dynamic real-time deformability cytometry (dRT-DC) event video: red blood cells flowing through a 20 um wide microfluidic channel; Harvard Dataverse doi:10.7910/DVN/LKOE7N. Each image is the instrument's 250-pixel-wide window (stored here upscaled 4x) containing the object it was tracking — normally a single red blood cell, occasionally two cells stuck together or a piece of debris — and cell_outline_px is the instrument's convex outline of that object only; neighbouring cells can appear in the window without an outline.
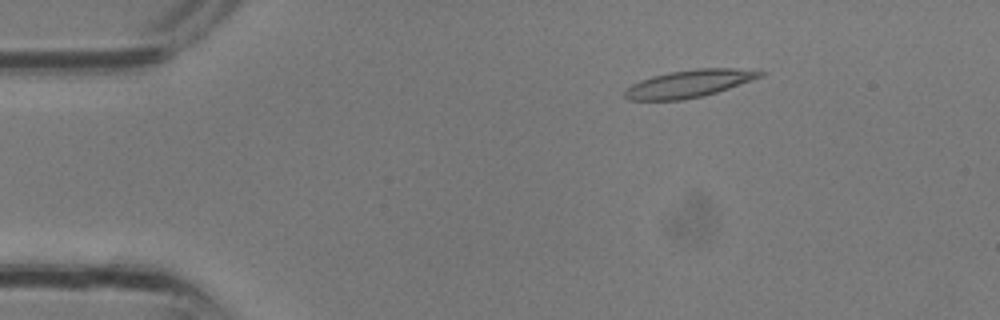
{"species": "common noctule bat (a hibernating species)", "species_latin": "Nyctalus noctula", "temperature_condition": "room temperature", "stored_images_in_passage": 28, "camera_frame_rate_fps": 3000, "um_per_image_px": 0.085, "animal": {"sex": "male", "body_mass_g": 13.3}, "frame": {"image": 1, "passage_image": 1, "time_ms": 0.0, "image_size_px": [1000, 320], "cell_outline_px": [[764, 76], [704, 96], [684, 100], [628, 100], [624, 96], [624, 92], [632, 84], [640, 80], [652, 76], [668, 72], [696, 68], [760, 68], [764, 72]], "centroid_in_image_um": [58.64, 7.09], "position_along_channel_um": 26.4, "area_um2": 21.96}}
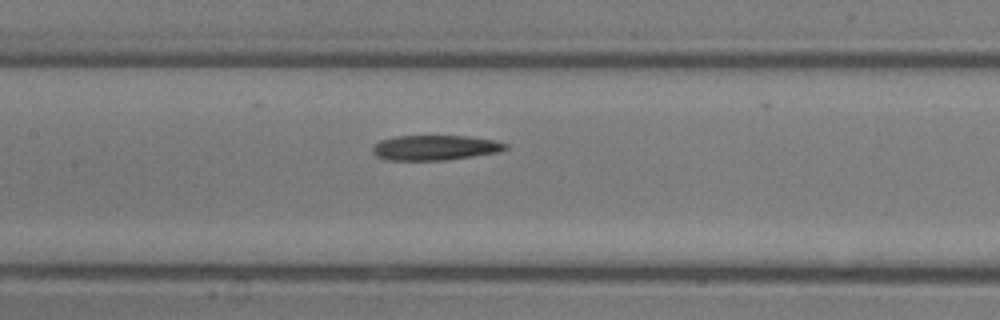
{"frame": {"image": 2, "passage_image": 11, "time_ms": 3.333, "image_size_px": [1000, 320], "cell_outline_px": [[508, 148], [500, 152], [448, 160], [388, 160], [376, 156], [372, 152], [372, 144], [380, 140], [396, 136], [468, 136], [492, 140], [508, 144]], "centroid_in_image_um": [36.96, 12.55], "position_along_channel_um": 170.4, "area_um2": 19.54}}
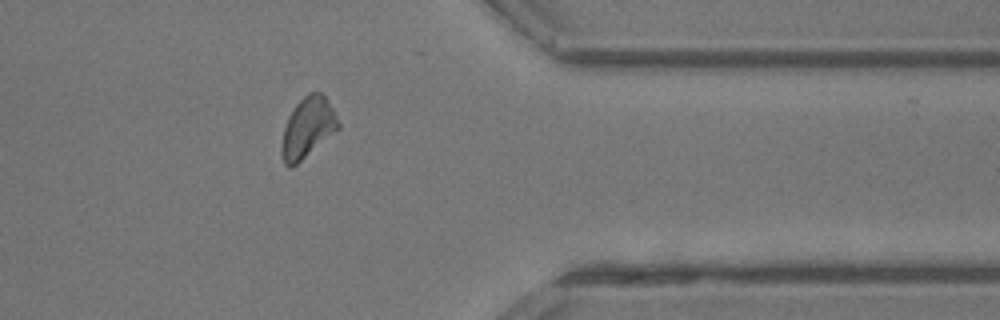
{"frame": {"image": 3, "passage_image": 22, "time_ms": 7.0, "image_size_px": [1000, 320], "cell_outline_px": [[340, 128], [292, 168], [288, 168], [284, 164], [280, 152], [280, 148], [284, 128], [288, 116], [292, 108], [308, 92], [320, 92], [324, 96], [332, 108], [340, 124]], "centroid_in_image_um": [26.12, 10.88], "position_along_channel_um": 385.3, "area_um2": 19.94}}